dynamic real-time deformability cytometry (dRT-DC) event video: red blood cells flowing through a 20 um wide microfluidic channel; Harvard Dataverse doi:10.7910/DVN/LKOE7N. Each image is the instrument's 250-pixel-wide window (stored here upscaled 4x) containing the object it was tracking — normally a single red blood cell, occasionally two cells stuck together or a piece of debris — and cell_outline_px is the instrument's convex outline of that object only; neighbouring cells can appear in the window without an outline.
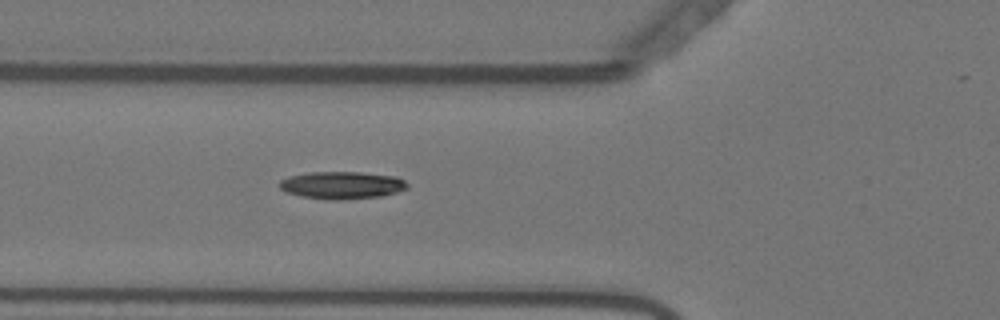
{"species": "Egyptian fruit bat (a non-hibernating species)", "species_latin": "Rousettus aegyptiacus", "temperature_condition": "warm", "stored_images_in_passage": 48, "camera_frame_rate_fps": 3000, "um_per_image_px": 0.085, "animal": {"sex": "female"}, "frame": {"image": 1, "passage_image": 12, "time_ms": 3.667, "image_size_px": [1000, 320], "cell_outline_px": [[408, 188], [396, 192], [380, 196], [340, 200], [332, 200], [304, 196], [288, 192], [280, 188], [280, 180], [288, 176], [308, 172], [360, 172], [396, 176], [404, 180], [408, 184]], "centroid_in_image_um": [29.09, 15.73], "position_along_channel_um": 96.7, "area_um2": 20.29}}
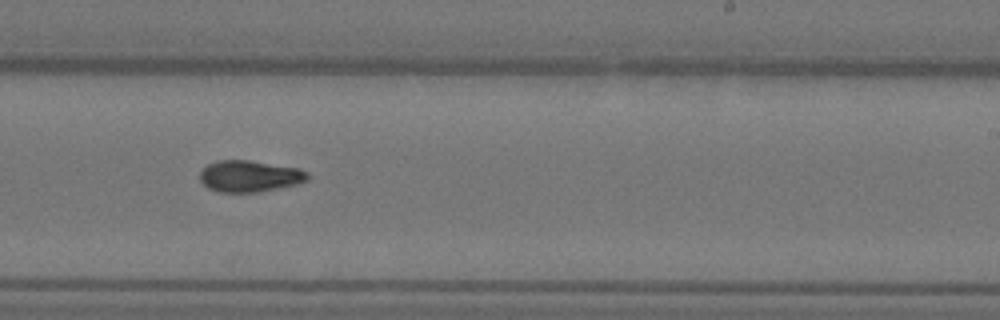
{"frame": {"image": 2, "passage_image": 26, "time_ms": 8.333, "image_size_px": [1000, 320], "cell_outline_px": [[308, 180], [296, 184], [260, 192], [220, 192], [208, 188], [200, 180], [200, 172], [208, 164], [216, 160], [248, 160], [300, 168], [308, 172]], "centroid_in_image_um": [21.22, 14.97], "position_along_channel_um": 267.8, "area_um2": 19.77}}
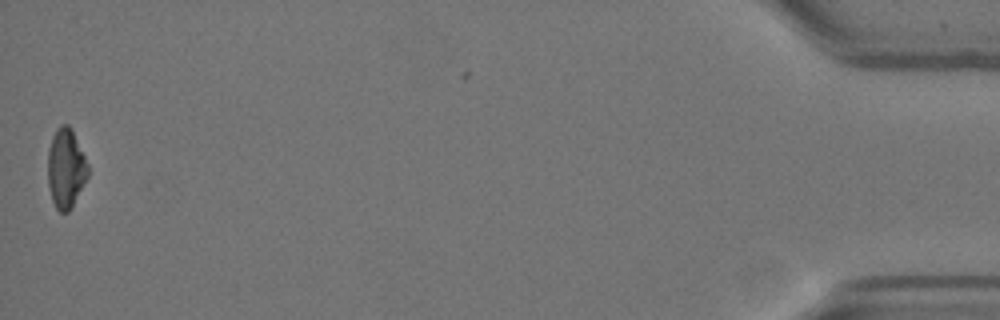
{"frame": {"image": 3, "passage_image": 47, "time_ms": 15.333, "image_size_px": [1000, 320], "cell_outline_px": [[88, 176], [68, 212], [60, 212], [56, 208], [52, 200], [48, 184], [48, 148], [52, 136], [56, 128], [60, 124], [68, 124], [72, 128], [88, 164]], "centroid_in_image_um": [5.58, 14.26], "position_along_channel_um": 429.6, "area_um2": 18.55}, "authors_computed_cell_mechanics": {"area_um2": 19.3052, "velocity_mm_per_s": 3.6602, "shape_relaxation_time_tau1_ms": 6.3397, "shape_relaxation_time_tau2_ms": 6.7244, "deformation_change_tau1": 0.1755, "deformation_change_tau2": 0.1297}}